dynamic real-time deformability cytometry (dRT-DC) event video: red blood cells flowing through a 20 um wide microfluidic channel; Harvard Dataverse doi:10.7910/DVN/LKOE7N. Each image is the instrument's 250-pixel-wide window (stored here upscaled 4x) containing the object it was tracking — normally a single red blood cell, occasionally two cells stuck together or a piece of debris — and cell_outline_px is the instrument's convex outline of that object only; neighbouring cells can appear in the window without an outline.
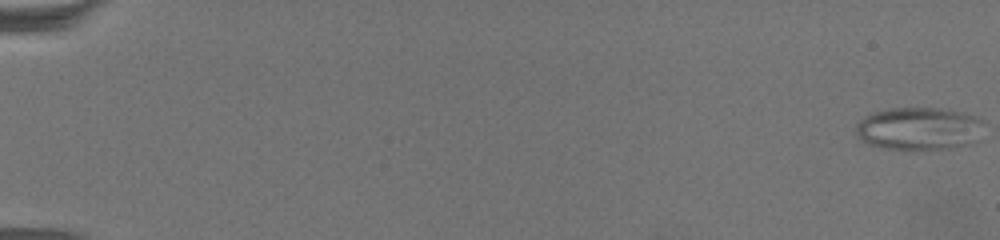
{"species": "common noctule bat (a hibernating species)", "species_latin": "Nyctalus noctula", "temperature_condition": "warm", "stored_images_in_passage": 66, "camera_frame_rate_fps": 3000, "um_per_image_px": 0.085, "animal": {"sex": "female", "body_mass_g": 19.5, "forearm_length_mm": 54.1}, "frame": {"image": 1, "passage_image": 1, "time_ms": 0.0, "image_size_px": [1000, 240], "cell_outline_px": [[980, 140], [968, 144], [948, 148], [888, 148], [872, 144], [856, 136], [856, 124], [872, 112], [892, 108], [936, 108], [960, 112], [976, 120]], "centroid_in_image_um": [78.02, 10.92], "position_along_channel_um": 7.0, "area_um2": 30.52}}
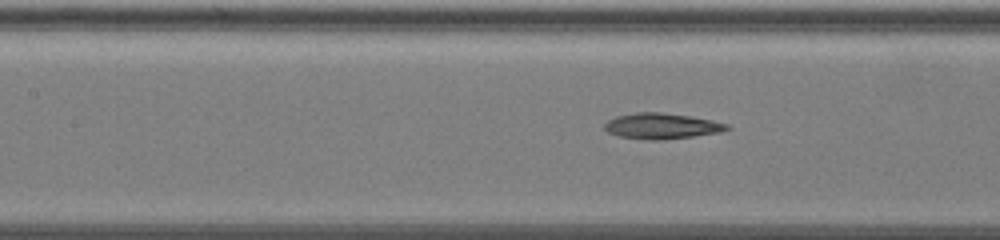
{"frame": {"image": 2, "passage_image": 33, "time_ms": 10.667, "image_size_px": [1000, 240], "cell_outline_px": [[732, 128], [720, 132], [692, 136], [660, 140], [648, 140], [620, 136], [608, 132], [604, 128], [604, 124], [608, 120], [616, 116], [636, 112], [660, 112], [692, 116], [712, 120], [728, 124]], "centroid_in_image_um": [56.25, 10.7], "position_along_channel_um": 151.2, "area_um2": 18.32}}
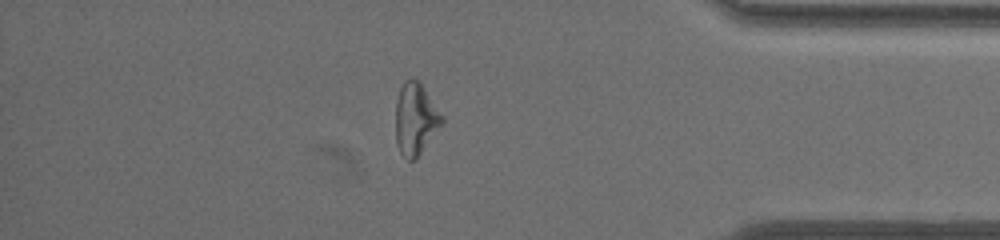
{"frame": {"image": 3, "passage_image": 58, "time_ms": 19.0, "image_size_px": [1000, 240], "cell_outline_px": [[444, 120], [416, 160], [408, 160], [400, 152], [396, 144], [396, 100], [400, 88], [404, 80], [420, 80], [444, 116]], "centroid_in_image_um": [35.32, 10.1], "position_along_channel_um": 399.9, "area_um2": 19.48}, "authors_computed_cell_mechanics": {"area_um2": 19.6231, "velocity_mm_per_s": 3.2769, "shape_relaxation_time_tau1_ms": null, "shape_relaxation_time_tau2_ms": 4.9137, "deformation_change_tau1": null, "deformation_change_tau2": 0.1629}}